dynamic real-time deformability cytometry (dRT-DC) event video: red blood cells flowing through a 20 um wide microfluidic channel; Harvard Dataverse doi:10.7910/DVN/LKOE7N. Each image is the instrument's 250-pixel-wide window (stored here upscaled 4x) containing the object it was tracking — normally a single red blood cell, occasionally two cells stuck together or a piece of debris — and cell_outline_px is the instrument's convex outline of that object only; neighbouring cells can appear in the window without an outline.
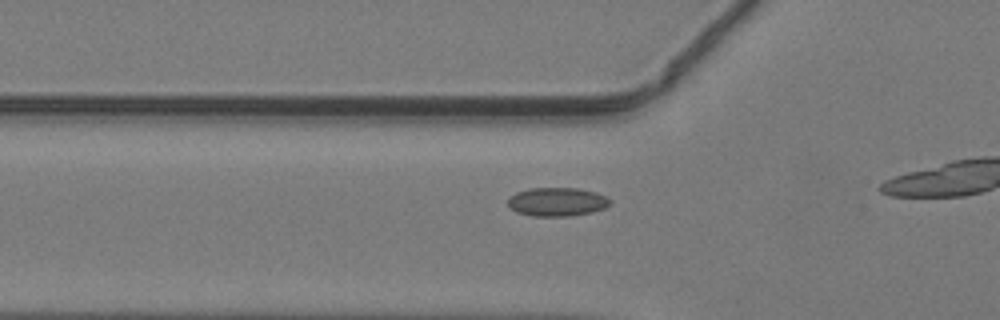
{"species": "common noctule bat (a hibernating species)", "species_latin": "Nyctalus noctula", "temperature_condition": "warm", "stored_images_in_passage": 17, "camera_frame_rate_fps": 3000, "um_per_image_px": 0.085, "animal": {"sex": "male", "body_mass_g": 19.2, "forearm_length_mm": 51.8}, "frame": {"image": 1, "passage_image": 12, "time_ms": 3.667, "image_size_px": [1000, 320], "cell_outline_px": [[612, 204], [604, 208], [592, 212], [568, 216], [532, 216], [516, 212], [508, 204], [508, 196], [516, 192], [528, 188], [576, 188], [596, 192], [612, 200]], "centroid_in_image_um": [47.34, 17.15], "position_along_channel_um": 78.5, "area_um2": 17.17}}
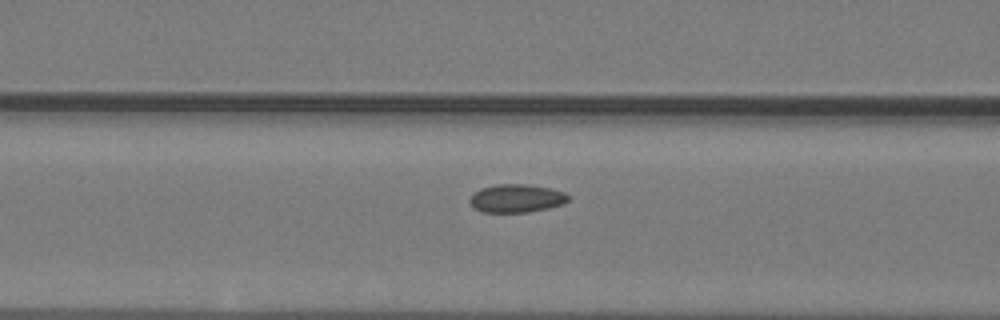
{"frame": {"image": 2, "passage_image": 15, "time_ms": 4.667, "image_size_px": [1000, 320], "cell_outline_px": [[568, 200], [564, 204], [548, 208], [528, 212], [484, 212], [476, 208], [468, 200], [480, 188], [496, 184], [528, 184], [548, 188], [564, 192], [568, 196]], "centroid_in_image_um": [43.91, 16.85], "position_along_channel_um": 122.7, "area_um2": 16.01}}